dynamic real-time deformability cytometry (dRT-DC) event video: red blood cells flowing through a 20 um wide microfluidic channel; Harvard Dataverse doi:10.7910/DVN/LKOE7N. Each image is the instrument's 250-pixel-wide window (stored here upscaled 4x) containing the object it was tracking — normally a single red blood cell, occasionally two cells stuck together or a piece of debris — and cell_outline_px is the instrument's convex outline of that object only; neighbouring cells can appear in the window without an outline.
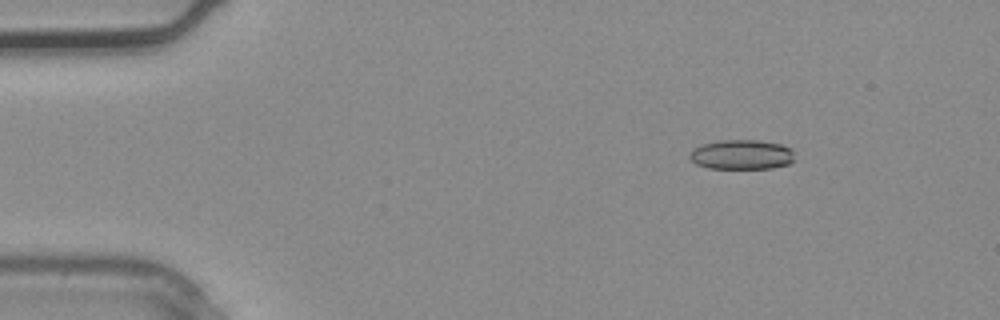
{"species": "common noctule bat (a hibernating species)", "species_latin": "Nyctalus noctula", "temperature_condition": "warm", "stored_images_in_passage": 3, "camera_frame_rate_fps": 3000, "um_per_image_px": 0.085, "animal": {"sex": "male", "body_mass_g": 20.4}, "frame": {"image": 1, "passage_image": 3, "time_ms": 0.667, "image_size_px": [1000, 320], "cell_outline_px": [[796, 160], [788, 164], [772, 168], [708, 168], [696, 164], [688, 156], [692, 148], [704, 144], [720, 140], [756, 140], [780, 144], [792, 148]], "centroid_in_image_um": [63.06, 13.14], "position_along_channel_um": 21.9, "area_um2": 18.26}}